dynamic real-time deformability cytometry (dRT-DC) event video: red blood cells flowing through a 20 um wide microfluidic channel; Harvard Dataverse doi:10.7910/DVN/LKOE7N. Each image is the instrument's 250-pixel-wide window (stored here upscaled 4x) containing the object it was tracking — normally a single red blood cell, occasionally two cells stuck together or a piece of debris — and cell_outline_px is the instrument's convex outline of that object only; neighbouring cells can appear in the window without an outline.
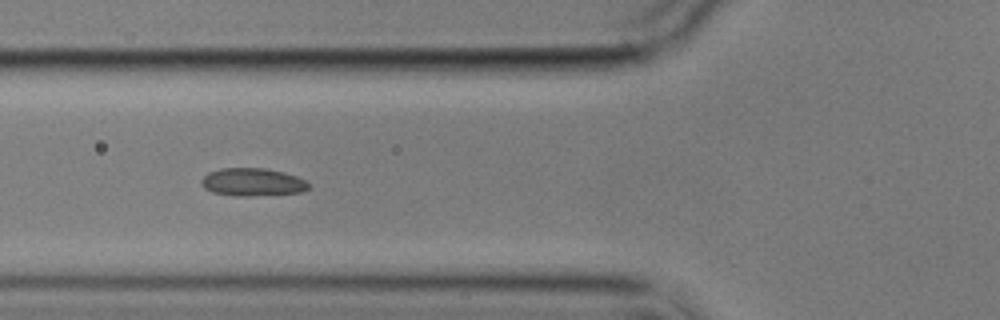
{"species": "common noctule bat (a hibernating species)", "species_latin": "Nyctalus noctula", "temperature_condition": "cold", "stored_images_in_passage": 7, "camera_frame_rate_fps": 3000, "um_per_image_px": 0.085, "animal": {"sex": "male", "body_mass_g": 17.9}, "frame": {"image": 1, "passage_image": 6, "time_ms": 6.667, "image_size_px": [1000, 320], "cell_outline_px": [[312, 188], [300, 192], [252, 196], [240, 196], [212, 192], [204, 188], [200, 184], [200, 180], [208, 172], [220, 168], [264, 168], [284, 172], [296, 176], [304, 180]], "centroid_in_image_um": [21.44, 15.47], "position_along_channel_um": 104.4, "area_um2": 17.46}}
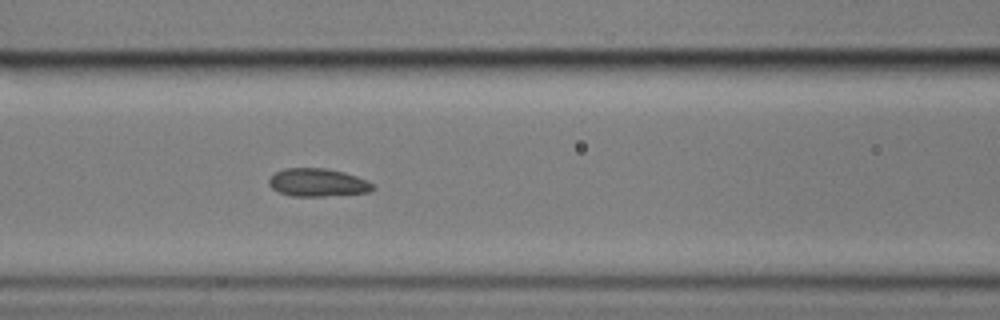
{"frame": {"image": 2, "passage_image": 7, "time_ms": 7.667, "image_size_px": [1000, 320], "cell_outline_px": [[376, 188], [368, 192], [324, 196], [292, 196], [280, 192], [272, 188], [268, 184], [268, 180], [276, 172], [284, 168], [324, 168], [344, 172], [368, 180]], "centroid_in_image_um": [27.01, 15.51], "position_along_channel_um": 139.6, "area_um2": 16.88}}